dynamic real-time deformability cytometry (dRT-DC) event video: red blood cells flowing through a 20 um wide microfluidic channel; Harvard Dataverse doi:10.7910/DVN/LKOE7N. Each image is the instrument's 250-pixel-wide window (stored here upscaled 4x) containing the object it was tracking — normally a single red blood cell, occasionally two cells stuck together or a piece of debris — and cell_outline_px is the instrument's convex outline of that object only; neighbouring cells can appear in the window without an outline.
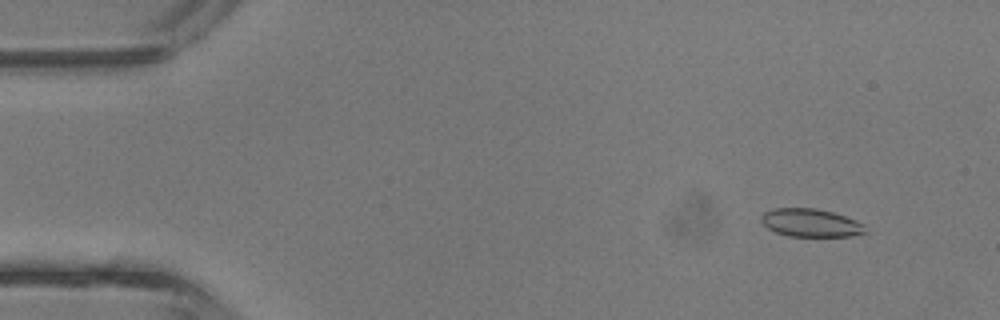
{"species": "common noctule bat (a hibernating species)", "species_latin": "Nyctalus noctula", "temperature_condition": "room temperature", "stored_images_in_passage": 43, "segment_of_instrument_passage": [1, 2], "camera_frame_rate_fps": 3000, "um_per_image_px": 0.085, "animal": {"sex": "male", "body_mass_g": 13.3}, "frame": {"image": 1, "passage_image": 4, "time_ms": 1.0, "image_size_px": [1000, 320], "cell_outline_px": [[868, 232], [852, 236], [788, 236], [776, 232], [768, 228], [760, 220], [760, 216], [764, 212], [772, 208], [816, 208], [832, 212], [856, 220], [864, 224]], "centroid_in_image_um": [68.91, 18.94], "position_along_channel_um": 16.1, "area_um2": 17.11}}
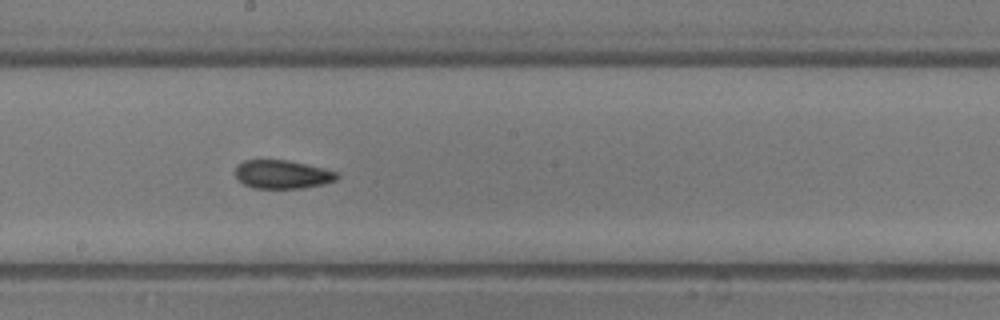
{"frame": {"image": 2, "passage_image": 23, "time_ms": 7.333, "image_size_px": [1000, 320], "cell_outline_px": [[340, 176], [336, 180], [324, 184], [300, 188], [252, 188], [244, 184], [236, 176], [236, 168], [244, 160], [288, 160], [324, 168], [336, 172]], "centroid_in_image_um": [24.03, 14.82], "position_along_channel_um": 224.2, "area_um2": 16.76}}
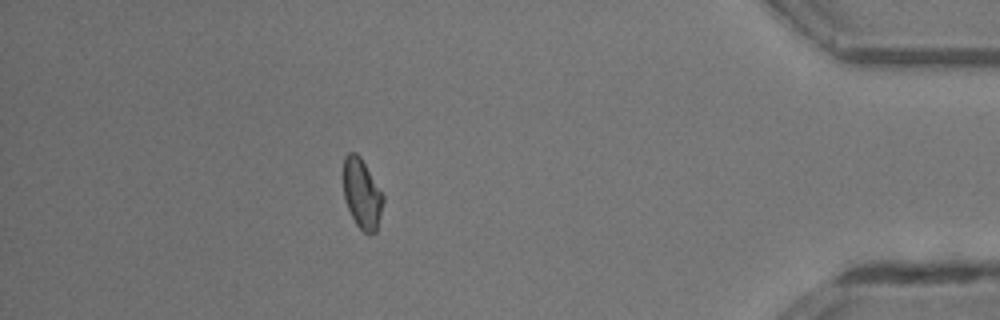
{"frame": {"image": 3, "passage_image": 37, "time_ms": 12.0, "image_size_px": [1000, 320], "cell_outline_px": [[384, 200], [376, 232], [368, 236], [356, 224], [344, 200], [344, 156], [348, 152], [356, 152], [360, 156], [384, 196]], "centroid_in_image_um": [30.76, 16.48], "position_along_channel_um": 404.4, "area_um2": 16.13}}